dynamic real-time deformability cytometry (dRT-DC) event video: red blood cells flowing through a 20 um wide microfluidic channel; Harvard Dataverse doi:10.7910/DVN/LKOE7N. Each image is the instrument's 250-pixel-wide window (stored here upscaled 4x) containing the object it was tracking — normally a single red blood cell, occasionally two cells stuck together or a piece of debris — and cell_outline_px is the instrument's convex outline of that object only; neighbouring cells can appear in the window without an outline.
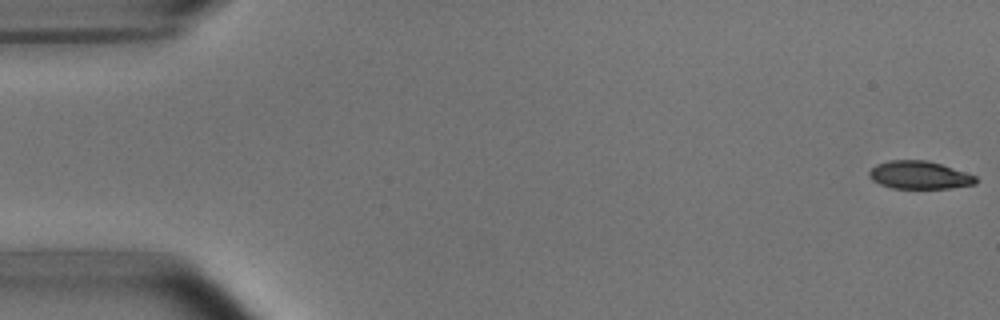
{"species": "common noctule bat (a hibernating species)", "species_latin": "Nyctalus noctula", "temperature_condition": "room temperature", "stored_images_in_passage": 53, "camera_frame_rate_fps": 3000, "um_per_image_px": 0.085, "animal": {"sex": "male", "body_mass_g": 15.6}, "frame": {"image": 1, "passage_image": 1, "time_ms": 0.0, "image_size_px": [1000, 320], "cell_outline_px": [[976, 184], [948, 188], [892, 188], [880, 184], [872, 180], [868, 176], [868, 172], [876, 164], [888, 160], [928, 160], [976, 176]], "centroid_in_image_um": [78.1, 14.87], "position_along_channel_um": 6.9, "area_um2": 17.22}}
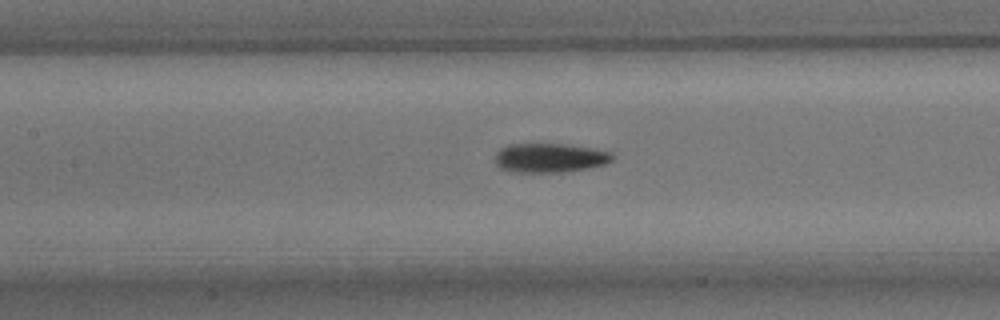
{"frame": {"image": 2, "passage_image": 24, "time_ms": 7.667, "image_size_px": [1000, 320], "cell_outline_px": [[612, 160], [604, 164], [588, 168], [564, 172], [512, 172], [500, 168], [496, 164], [496, 152], [500, 148], [508, 144], [564, 144], [612, 152]], "centroid_in_image_um": [46.69, 13.42], "position_along_channel_um": 160.7, "area_um2": 19.83}}
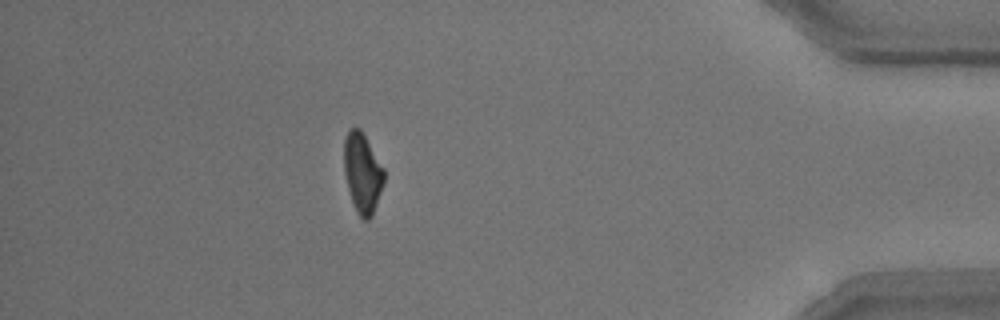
{"frame": {"image": 3, "passage_image": 47, "time_ms": 15.333, "image_size_px": [1000, 320], "cell_outline_px": [[384, 180], [372, 216], [368, 220], [364, 220], [356, 212], [352, 204], [344, 172], [344, 140], [348, 132], [352, 128], [360, 128], [384, 168]], "centroid_in_image_um": [30.8, 14.72], "position_along_channel_um": 404.4, "area_um2": 18.44}, "authors_computed_cell_mechanics": {"area_um2": 19.2474, "velocity_mm_per_s": 3.7878, "shape_relaxation_time_tau1_ms": 2.6115, "shape_relaxation_time_tau2_ms": 2.4408, "deformation_change_tau1": 0.1373, "deformation_change_tau2": 0.0958}}